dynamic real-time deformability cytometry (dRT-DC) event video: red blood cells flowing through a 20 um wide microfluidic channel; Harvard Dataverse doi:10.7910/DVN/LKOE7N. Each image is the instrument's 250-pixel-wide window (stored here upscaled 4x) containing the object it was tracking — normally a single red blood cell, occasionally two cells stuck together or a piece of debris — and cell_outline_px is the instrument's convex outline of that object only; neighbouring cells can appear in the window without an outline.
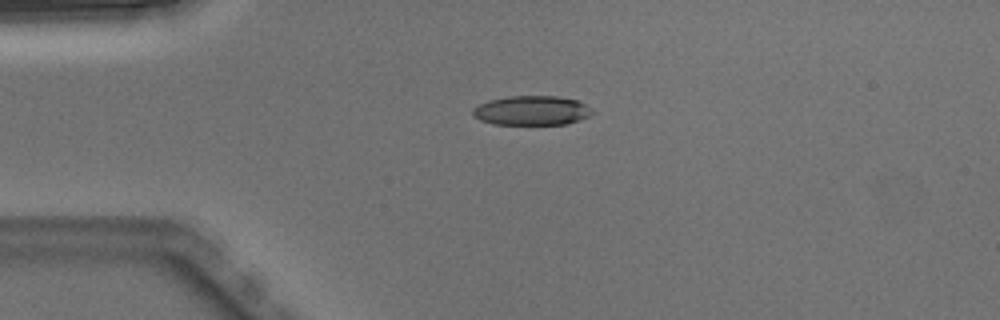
{"species": "Egyptian fruit bat (a non-hibernating species)", "species_latin": "Rousettus aegyptiacus", "temperature_condition": "warm", "stored_images_in_passage": 4, "camera_frame_rate_fps": 3000, "um_per_image_px": 0.085, "animal": {"sex": "male"}, "frame": {"image": 1, "passage_image": 2, "time_ms": 0.333, "image_size_px": [1000, 320], "cell_outline_px": [[592, 112], [588, 116], [580, 120], [564, 124], [492, 124], [480, 120], [472, 116], [472, 108], [488, 100], [508, 96], [556, 96], [576, 100], [592, 108]], "centroid_in_image_um": [45.15, 9.39], "position_along_channel_um": 39.9, "area_um2": 20.46}}